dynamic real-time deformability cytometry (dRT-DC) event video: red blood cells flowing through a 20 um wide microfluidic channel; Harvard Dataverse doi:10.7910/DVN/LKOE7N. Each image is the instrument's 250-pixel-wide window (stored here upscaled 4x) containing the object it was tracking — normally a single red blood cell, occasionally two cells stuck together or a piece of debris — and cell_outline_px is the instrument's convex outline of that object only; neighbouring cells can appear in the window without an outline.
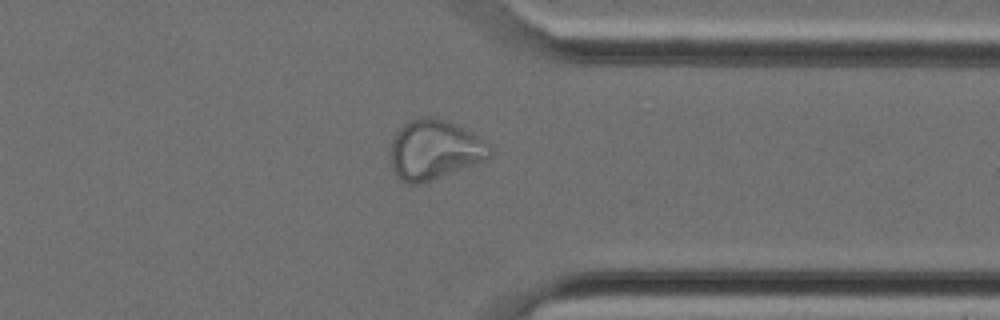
{"species": "Egyptian fruit bat (a non-hibernating species)", "species_latin": "Rousettus aegyptiacus", "temperature_condition": "cold", "stored_images_in_passage": 35, "camera_frame_rate_fps": 3000, "um_per_image_px": 0.085, "animal": {"sex": "female"}, "frame": {"image": 1, "passage_image": 27, "time_ms": 8.667, "image_size_px": [1000, 320], "cell_outline_px": [[492, 156], [484, 160], [428, 180], [416, 184], [408, 184], [400, 180], [396, 176], [392, 168], [392, 140], [400, 128], [408, 120], [420, 116], [428, 116], [444, 120], [456, 124], [476, 136], [492, 148]], "centroid_in_image_um": [36.9, 12.71], "position_along_channel_um": 374.5, "area_um2": 33.7}}
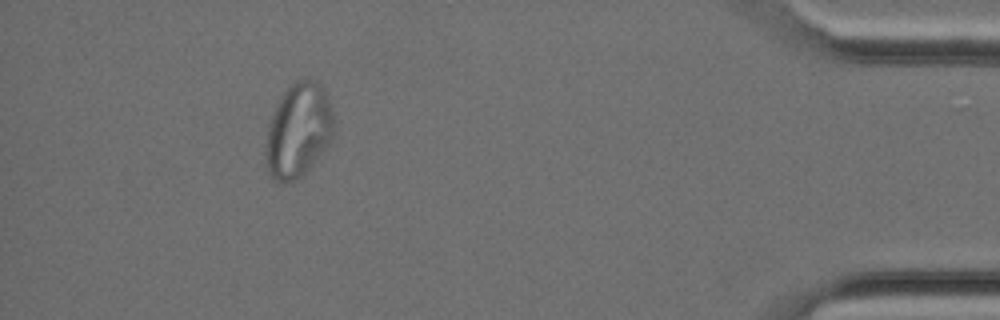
{"frame": {"image": 2, "passage_image": 32, "time_ms": 10.333, "image_size_px": [1000, 320], "cell_outline_px": [[332, 136], [324, 148], [312, 164], [296, 180], [284, 184], [272, 180], [268, 172], [264, 160], [264, 152], [268, 128], [272, 116], [284, 92], [296, 80], [316, 80], [320, 84], [332, 108]], "centroid_in_image_um": [25.31, 11.14], "position_along_channel_um": 409.9, "area_um2": 36.76}}